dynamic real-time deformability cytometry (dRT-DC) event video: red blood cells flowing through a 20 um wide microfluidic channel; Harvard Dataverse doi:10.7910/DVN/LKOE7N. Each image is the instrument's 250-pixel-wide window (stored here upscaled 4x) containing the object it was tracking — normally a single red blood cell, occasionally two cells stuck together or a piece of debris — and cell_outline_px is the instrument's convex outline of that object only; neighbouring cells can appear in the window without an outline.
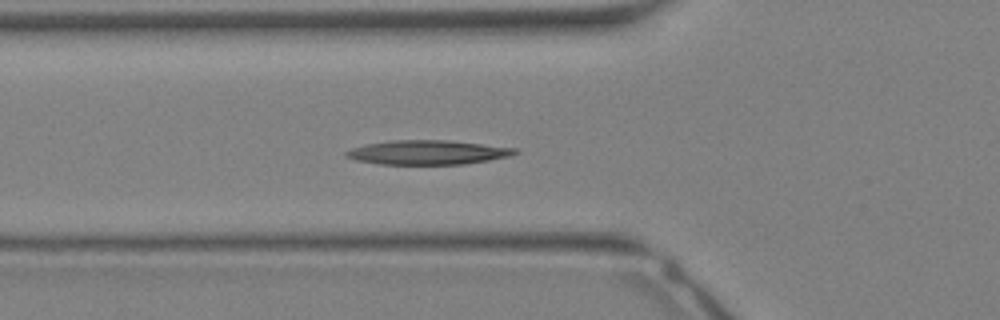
{"species": "Egyptian fruit bat (a non-hibernating species)", "species_latin": "Rousettus aegyptiacus", "temperature_condition": "warm", "stored_images_in_passage": 23, "camera_frame_rate_fps": 3000, "um_per_image_px": 0.085, "animal": {"sex": "female"}, "frame": {"image": 1, "passage_image": 2, "time_ms": 0.333, "image_size_px": [1000, 320], "cell_outline_px": [[520, 152], [512, 156], [464, 164], [380, 164], [356, 160], [344, 156], [344, 152], [352, 148], [368, 144], [392, 140], [448, 140], [516, 148]], "centroid_in_image_um": [36.37, 12.95], "position_along_channel_um": 89.4, "area_um2": 23.81}}
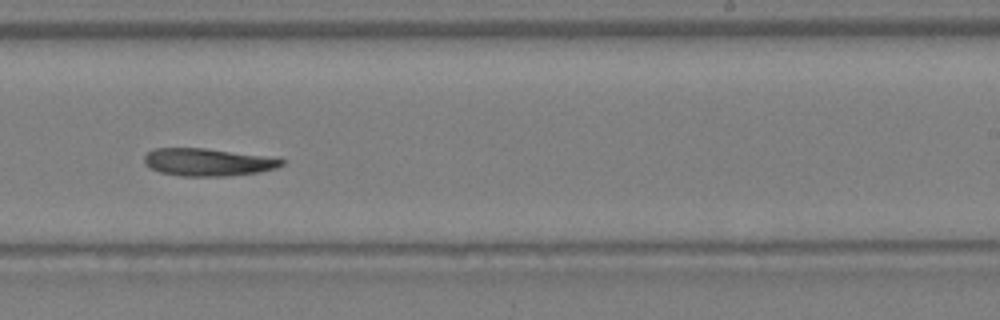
{"frame": {"image": 2, "passage_image": 11, "time_ms": 3.333, "image_size_px": [1000, 320], "cell_outline_px": [[284, 164], [276, 168], [260, 172], [228, 176], [180, 176], [160, 172], [144, 164], [144, 156], [148, 152], [156, 148], [204, 148], [264, 156], [284, 160]], "centroid_in_image_um": [17.64, 13.79], "position_along_channel_um": 271.4, "area_um2": 21.91}}
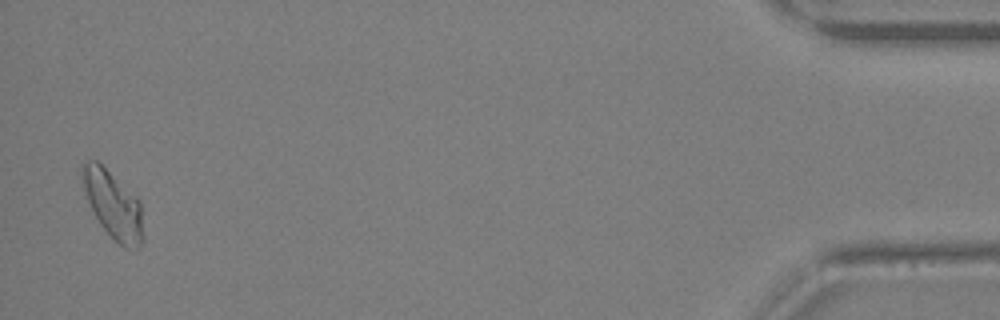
{"frame": {"image": 3, "passage_image": 23, "time_ms": 7.333, "image_size_px": [1000, 320], "cell_outline_px": [[144, 240], [140, 248], [124, 248], [100, 224], [88, 200], [84, 188], [80, 168], [88, 160], [96, 160], [136, 196], [140, 200], [144, 236]], "centroid_in_image_um": [9.65, 17.43], "position_along_channel_um": 425.5, "area_um2": 23.58}}